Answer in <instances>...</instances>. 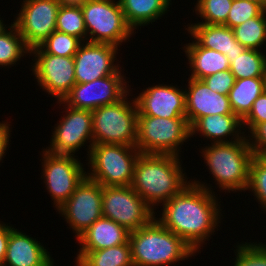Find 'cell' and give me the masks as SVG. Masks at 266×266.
Here are the masks:
<instances>
[{"mask_svg": "<svg viewBox=\"0 0 266 266\" xmlns=\"http://www.w3.org/2000/svg\"><path fill=\"white\" fill-rule=\"evenodd\" d=\"M233 32L235 39L247 49L261 50L266 45V10L234 27Z\"/></svg>", "mask_w": 266, "mask_h": 266, "instance_id": "obj_28", "label": "cell"}, {"mask_svg": "<svg viewBox=\"0 0 266 266\" xmlns=\"http://www.w3.org/2000/svg\"><path fill=\"white\" fill-rule=\"evenodd\" d=\"M179 157L141 153L136 161L131 187L153 210L179 194L191 182Z\"/></svg>", "mask_w": 266, "mask_h": 266, "instance_id": "obj_2", "label": "cell"}, {"mask_svg": "<svg viewBox=\"0 0 266 266\" xmlns=\"http://www.w3.org/2000/svg\"><path fill=\"white\" fill-rule=\"evenodd\" d=\"M233 0H197L195 13L201 17L203 24L224 25Z\"/></svg>", "mask_w": 266, "mask_h": 266, "instance_id": "obj_30", "label": "cell"}, {"mask_svg": "<svg viewBox=\"0 0 266 266\" xmlns=\"http://www.w3.org/2000/svg\"><path fill=\"white\" fill-rule=\"evenodd\" d=\"M57 211L64 217L77 239L102 217V185L86 176Z\"/></svg>", "mask_w": 266, "mask_h": 266, "instance_id": "obj_13", "label": "cell"}, {"mask_svg": "<svg viewBox=\"0 0 266 266\" xmlns=\"http://www.w3.org/2000/svg\"><path fill=\"white\" fill-rule=\"evenodd\" d=\"M130 231L115 221L101 217L78 238L79 251H97L129 242Z\"/></svg>", "mask_w": 266, "mask_h": 266, "instance_id": "obj_22", "label": "cell"}, {"mask_svg": "<svg viewBox=\"0 0 266 266\" xmlns=\"http://www.w3.org/2000/svg\"><path fill=\"white\" fill-rule=\"evenodd\" d=\"M130 90L120 101L98 107L92 112L94 144H119L136 147L137 114ZM127 96L129 98H127Z\"/></svg>", "mask_w": 266, "mask_h": 266, "instance_id": "obj_5", "label": "cell"}, {"mask_svg": "<svg viewBox=\"0 0 266 266\" xmlns=\"http://www.w3.org/2000/svg\"><path fill=\"white\" fill-rule=\"evenodd\" d=\"M190 181L179 194L162 204V216L157 220L198 253L214 234L223 215L213 186L199 180Z\"/></svg>", "mask_w": 266, "mask_h": 266, "instance_id": "obj_1", "label": "cell"}, {"mask_svg": "<svg viewBox=\"0 0 266 266\" xmlns=\"http://www.w3.org/2000/svg\"><path fill=\"white\" fill-rule=\"evenodd\" d=\"M187 81L186 118L190 126L204 116L234 114L228 95L212 91L203 80L188 78Z\"/></svg>", "mask_w": 266, "mask_h": 266, "instance_id": "obj_18", "label": "cell"}, {"mask_svg": "<svg viewBox=\"0 0 266 266\" xmlns=\"http://www.w3.org/2000/svg\"><path fill=\"white\" fill-rule=\"evenodd\" d=\"M261 5L266 10V0H248Z\"/></svg>", "mask_w": 266, "mask_h": 266, "instance_id": "obj_42", "label": "cell"}, {"mask_svg": "<svg viewBox=\"0 0 266 266\" xmlns=\"http://www.w3.org/2000/svg\"><path fill=\"white\" fill-rule=\"evenodd\" d=\"M247 139L254 155L262 156L266 152V122L258 124L247 135Z\"/></svg>", "mask_w": 266, "mask_h": 266, "instance_id": "obj_38", "label": "cell"}, {"mask_svg": "<svg viewBox=\"0 0 266 266\" xmlns=\"http://www.w3.org/2000/svg\"><path fill=\"white\" fill-rule=\"evenodd\" d=\"M141 152L132 146L93 144L87 157V177L102 186H129ZM89 172V173H88Z\"/></svg>", "mask_w": 266, "mask_h": 266, "instance_id": "obj_6", "label": "cell"}, {"mask_svg": "<svg viewBox=\"0 0 266 266\" xmlns=\"http://www.w3.org/2000/svg\"><path fill=\"white\" fill-rule=\"evenodd\" d=\"M1 19V18H0ZM8 26H6L4 23H3V20L1 19L0 20V34L3 33L7 28Z\"/></svg>", "mask_w": 266, "mask_h": 266, "instance_id": "obj_43", "label": "cell"}, {"mask_svg": "<svg viewBox=\"0 0 266 266\" xmlns=\"http://www.w3.org/2000/svg\"><path fill=\"white\" fill-rule=\"evenodd\" d=\"M56 30L87 42V31L82 9L60 7L57 14Z\"/></svg>", "mask_w": 266, "mask_h": 266, "instance_id": "obj_31", "label": "cell"}, {"mask_svg": "<svg viewBox=\"0 0 266 266\" xmlns=\"http://www.w3.org/2000/svg\"><path fill=\"white\" fill-rule=\"evenodd\" d=\"M128 25L133 29L155 22L169 11L171 0H118Z\"/></svg>", "mask_w": 266, "mask_h": 266, "instance_id": "obj_24", "label": "cell"}, {"mask_svg": "<svg viewBox=\"0 0 266 266\" xmlns=\"http://www.w3.org/2000/svg\"><path fill=\"white\" fill-rule=\"evenodd\" d=\"M261 157L266 161V152Z\"/></svg>", "mask_w": 266, "mask_h": 266, "instance_id": "obj_45", "label": "cell"}, {"mask_svg": "<svg viewBox=\"0 0 266 266\" xmlns=\"http://www.w3.org/2000/svg\"><path fill=\"white\" fill-rule=\"evenodd\" d=\"M75 261L82 266H134L130 242L97 251H78Z\"/></svg>", "mask_w": 266, "mask_h": 266, "instance_id": "obj_26", "label": "cell"}, {"mask_svg": "<svg viewBox=\"0 0 266 266\" xmlns=\"http://www.w3.org/2000/svg\"><path fill=\"white\" fill-rule=\"evenodd\" d=\"M121 69L91 82L76 83L63 102L71 108L93 111L120 101L130 91Z\"/></svg>", "mask_w": 266, "mask_h": 266, "instance_id": "obj_14", "label": "cell"}, {"mask_svg": "<svg viewBox=\"0 0 266 266\" xmlns=\"http://www.w3.org/2000/svg\"><path fill=\"white\" fill-rule=\"evenodd\" d=\"M229 70L235 79L266 77V54L257 49H246L241 55L228 58Z\"/></svg>", "mask_w": 266, "mask_h": 266, "instance_id": "obj_27", "label": "cell"}, {"mask_svg": "<svg viewBox=\"0 0 266 266\" xmlns=\"http://www.w3.org/2000/svg\"><path fill=\"white\" fill-rule=\"evenodd\" d=\"M212 90L222 95H228L235 84V76L227 69L218 71L216 74L209 75L202 79Z\"/></svg>", "mask_w": 266, "mask_h": 266, "instance_id": "obj_36", "label": "cell"}, {"mask_svg": "<svg viewBox=\"0 0 266 266\" xmlns=\"http://www.w3.org/2000/svg\"><path fill=\"white\" fill-rule=\"evenodd\" d=\"M191 24V25H190ZM185 29L200 46L233 58L247 48L235 39L233 29L224 25L190 23Z\"/></svg>", "mask_w": 266, "mask_h": 266, "instance_id": "obj_20", "label": "cell"}, {"mask_svg": "<svg viewBox=\"0 0 266 266\" xmlns=\"http://www.w3.org/2000/svg\"><path fill=\"white\" fill-rule=\"evenodd\" d=\"M134 99L138 109L137 116L186 118L185 89H180L177 85L149 86Z\"/></svg>", "mask_w": 266, "mask_h": 266, "instance_id": "obj_17", "label": "cell"}, {"mask_svg": "<svg viewBox=\"0 0 266 266\" xmlns=\"http://www.w3.org/2000/svg\"><path fill=\"white\" fill-rule=\"evenodd\" d=\"M82 43L79 38L55 30L39 47L47 54L74 57Z\"/></svg>", "mask_w": 266, "mask_h": 266, "instance_id": "obj_32", "label": "cell"}, {"mask_svg": "<svg viewBox=\"0 0 266 266\" xmlns=\"http://www.w3.org/2000/svg\"><path fill=\"white\" fill-rule=\"evenodd\" d=\"M59 8L57 0H23L13 23L29 49L39 46L56 30Z\"/></svg>", "mask_w": 266, "mask_h": 266, "instance_id": "obj_15", "label": "cell"}, {"mask_svg": "<svg viewBox=\"0 0 266 266\" xmlns=\"http://www.w3.org/2000/svg\"><path fill=\"white\" fill-rule=\"evenodd\" d=\"M118 50L112 44L83 42L73 57L76 83H87L115 74L120 69L116 58Z\"/></svg>", "mask_w": 266, "mask_h": 266, "instance_id": "obj_16", "label": "cell"}, {"mask_svg": "<svg viewBox=\"0 0 266 266\" xmlns=\"http://www.w3.org/2000/svg\"><path fill=\"white\" fill-rule=\"evenodd\" d=\"M42 176L54 207L58 209L73 194L87 176L81 160L75 155L53 154L42 151Z\"/></svg>", "mask_w": 266, "mask_h": 266, "instance_id": "obj_10", "label": "cell"}, {"mask_svg": "<svg viewBox=\"0 0 266 266\" xmlns=\"http://www.w3.org/2000/svg\"><path fill=\"white\" fill-rule=\"evenodd\" d=\"M87 31V42L107 43L115 46L129 41L134 35L128 25L119 1L89 0L82 9Z\"/></svg>", "mask_w": 266, "mask_h": 266, "instance_id": "obj_8", "label": "cell"}, {"mask_svg": "<svg viewBox=\"0 0 266 266\" xmlns=\"http://www.w3.org/2000/svg\"><path fill=\"white\" fill-rule=\"evenodd\" d=\"M29 55L35 57L31 69L38 85L48 95L63 101L76 84L74 58L47 54L39 46L30 49Z\"/></svg>", "mask_w": 266, "mask_h": 266, "instance_id": "obj_12", "label": "cell"}, {"mask_svg": "<svg viewBox=\"0 0 266 266\" xmlns=\"http://www.w3.org/2000/svg\"><path fill=\"white\" fill-rule=\"evenodd\" d=\"M59 106L64 104L65 115L54 126L50 146L46 150L53 154L74 155L81 146L89 143L87 155L89 156L93 142L92 112L90 110L75 109L63 101H57ZM89 140V141H88ZM86 142V143H85Z\"/></svg>", "mask_w": 266, "mask_h": 266, "instance_id": "obj_11", "label": "cell"}, {"mask_svg": "<svg viewBox=\"0 0 266 266\" xmlns=\"http://www.w3.org/2000/svg\"><path fill=\"white\" fill-rule=\"evenodd\" d=\"M157 214L129 186H102V216L133 232L148 224Z\"/></svg>", "mask_w": 266, "mask_h": 266, "instance_id": "obj_9", "label": "cell"}, {"mask_svg": "<svg viewBox=\"0 0 266 266\" xmlns=\"http://www.w3.org/2000/svg\"><path fill=\"white\" fill-rule=\"evenodd\" d=\"M189 137L191 127L187 118L137 116L136 148L142 154L181 156L180 148Z\"/></svg>", "mask_w": 266, "mask_h": 266, "instance_id": "obj_7", "label": "cell"}, {"mask_svg": "<svg viewBox=\"0 0 266 266\" xmlns=\"http://www.w3.org/2000/svg\"><path fill=\"white\" fill-rule=\"evenodd\" d=\"M245 242L237 244L233 266H266V244Z\"/></svg>", "mask_w": 266, "mask_h": 266, "instance_id": "obj_34", "label": "cell"}, {"mask_svg": "<svg viewBox=\"0 0 266 266\" xmlns=\"http://www.w3.org/2000/svg\"><path fill=\"white\" fill-rule=\"evenodd\" d=\"M9 29L0 34V67L13 66L20 61L25 54H30V49L24 43L23 37L20 35L14 23Z\"/></svg>", "mask_w": 266, "mask_h": 266, "instance_id": "obj_29", "label": "cell"}, {"mask_svg": "<svg viewBox=\"0 0 266 266\" xmlns=\"http://www.w3.org/2000/svg\"><path fill=\"white\" fill-rule=\"evenodd\" d=\"M246 190L254 194L256 201L266 212V161L261 156L254 155L251 160Z\"/></svg>", "mask_w": 266, "mask_h": 266, "instance_id": "obj_33", "label": "cell"}, {"mask_svg": "<svg viewBox=\"0 0 266 266\" xmlns=\"http://www.w3.org/2000/svg\"><path fill=\"white\" fill-rule=\"evenodd\" d=\"M156 218L130 232L129 242L134 266H170L177 261L196 256L192 247Z\"/></svg>", "mask_w": 266, "mask_h": 266, "instance_id": "obj_3", "label": "cell"}, {"mask_svg": "<svg viewBox=\"0 0 266 266\" xmlns=\"http://www.w3.org/2000/svg\"><path fill=\"white\" fill-rule=\"evenodd\" d=\"M199 152L221 190L230 193L247 189L250 163L254 157L247 136L238 141L208 144Z\"/></svg>", "mask_w": 266, "mask_h": 266, "instance_id": "obj_4", "label": "cell"}, {"mask_svg": "<svg viewBox=\"0 0 266 266\" xmlns=\"http://www.w3.org/2000/svg\"><path fill=\"white\" fill-rule=\"evenodd\" d=\"M190 127L191 137L199 133L207 140L211 139V144L238 141L246 136L242 131L245 130L242 120L235 114L204 116L198 118Z\"/></svg>", "mask_w": 266, "mask_h": 266, "instance_id": "obj_21", "label": "cell"}, {"mask_svg": "<svg viewBox=\"0 0 266 266\" xmlns=\"http://www.w3.org/2000/svg\"><path fill=\"white\" fill-rule=\"evenodd\" d=\"M59 7L83 9L89 0H57Z\"/></svg>", "mask_w": 266, "mask_h": 266, "instance_id": "obj_41", "label": "cell"}, {"mask_svg": "<svg viewBox=\"0 0 266 266\" xmlns=\"http://www.w3.org/2000/svg\"><path fill=\"white\" fill-rule=\"evenodd\" d=\"M183 51L188 59L191 75L189 78L202 80L203 78L216 74L230 68L229 59L226 55L200 46L195 40L185 44Z\"/></svg>", "mask_w": 266, "mask_h": 266, "instance_id": "obj_23", "label": "cell"}, {"mask_svg": "<svg viewBox=\"0 0 266 266\" xmlns=\"http://www.w3.org/2000/svg\"><path fill=\"white\" fill-rule=\"evenodd\" d=\"M13 229L14 227L8 226V224L6 225V223L0 221V266H3L10 232Z\"/></svg>", "mask_w": 266, "mask_h": 266, "instance_id": "obj_39", "label": "cell"}, {"mask_svg": "<svg viewBox=\"0 0 266 266\" xmlns=\"http://www.w3.org/2000/svg\"><path fill=\"white\" fill-rule=\"evenodd\" d=\"M264 10L261 5L248 0H233L224 26L233 29L246 20L259 16Z\"/></svg>", "mask_w": 266, "mask_h": 266, "instance_id": "obj_35", "label": "cell"}, {"mask_svg": "<svg viewBox=\"0 0 266 266\" xmlns=\"http://www.w3.org/2000/svg\"><path fill=\"white\" fill-rule=\"evenodd\" d=\"M264 90L266 77L237 79L228 94L232 112L243 120Z\"/></svg>", "mask_w": 266, "mask_h": 266, "instance_id": "obj_25", "label": "cell"}, {"mask_svg": "<svg viewBox=\"0 0 266 266\" xmlns=\"http://www.w3.org/2000/svg\"><path fill=\"white\" fill-rule=\"evenodd\" d=\"M263 122H266V90L254 101L251 111L242 120V125L243 128H248V133H250Z\"/></svg>", "mask_w": 266, "mask_h": 266, "instance_id": "obj_37", "label": "cell"}, {"mask_svg": "<svg viewBox=\"0 0 266 266\" xmlns=\"http://www.w3.org/2000/svg\"><path fill=\"white\" fill-rule=\"evenodd\" d=\"M75 262H76L75 263L76 264L75 266H82L78 261H75ZM51 266H54V264L52 263Z\"/></svg>", "mask_w": 266, "mask_h": 266, "instance_id": "obj_44", "label": "cell"}, {"mask_svg": "<svg viewBox=\"0 0 266 266\" xmlns=\"http://www.w3.org/2000/svg\"><path fill=\"white\" fill-rule=\"evenodd\" d=\"M10 124L8 121H3L2 123L0 122V162L1 160L3 161L2 158L5 157V153L7 149L9 148L8 145H10V137H11V129H10ZM8 147V148H7Z\"/></svg>", "mask_w": 266, "mask_h": 266, "instance_id": "obj_40", "label": "cell"}, {"mask_svg": "<svg viewBox=\"0 0 266 266\" xmlns=\"http://www.w3.org/2000/svg\"><path fill=\"white\" fill-rule=\"evenodd\" d=\"M54 259L40 241L18 229L10 232L3 266H51Z\"/></svg>", "mask_w": 266, "mask_h": 266, "instance_id": "obj_19", "label": "cell"}]
</instances>
